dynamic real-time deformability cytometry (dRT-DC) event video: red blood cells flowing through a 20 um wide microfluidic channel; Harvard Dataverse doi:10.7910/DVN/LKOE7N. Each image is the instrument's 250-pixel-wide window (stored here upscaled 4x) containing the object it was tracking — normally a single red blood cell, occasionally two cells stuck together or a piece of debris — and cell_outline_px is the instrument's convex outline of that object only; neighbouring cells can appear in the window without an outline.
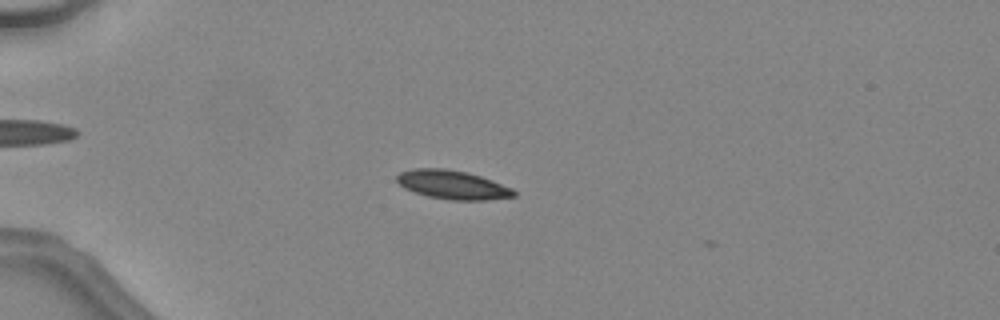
{"species": "common noctule bat (a hibernating species)", "species_latin": "Nyctalus noctula", "temperature_condition": "warm", "stored_images_in_passage": 34, "camera_frame_rate_fps": 3000, "um_per_image_px": 0.085, "animal": {"sex": "female", "body_mass_g": 24.6, "forearm_length_mm": 56.2}, "frame": {"image": 1, "passage_image": 1, "time_ms": 0.0, "image_size_px": [1000, 320], "cell_outline_px": [[516, 196], [484, 200], [452, 200], [428, 196], [404, 188], [396, 180], [396, 176], [400, 172], [412, 168], [444, 168], [468, 172], [480, 176], [512, 188], [516, 192]], "centroid_in_image_um": [38.45, 15.69], "position_along_channel_um": 46.6, "area_um2": 19.54}}
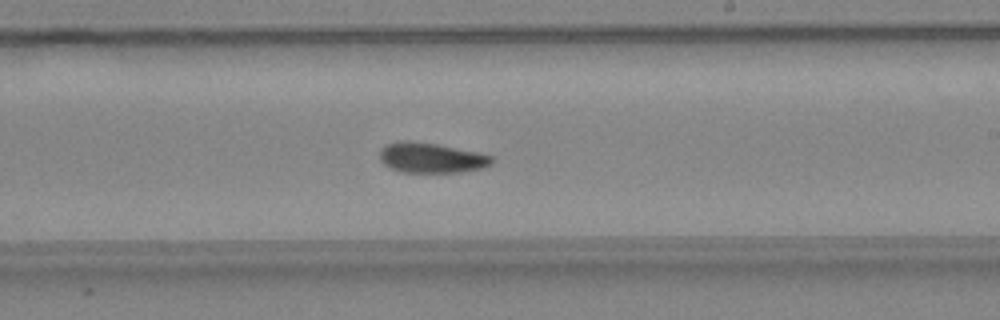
{"frame": {"image": 2, "passage_image": 17, "time_ms": 5.333, "image_size_px": [1000, 320], "cell_outline_px": [[492, 164], [484, 168], [460, 172], [400, 172], [384, 164], [380, 160], [380, 148], [384, 144], [400, 140], [408, 140], [436, 144], [476, 152], [492, 156]], "centroid_in_image_um": [36.62, 13.41], "position_along_channel_um": 252.4, "area_um2": 19.71}}
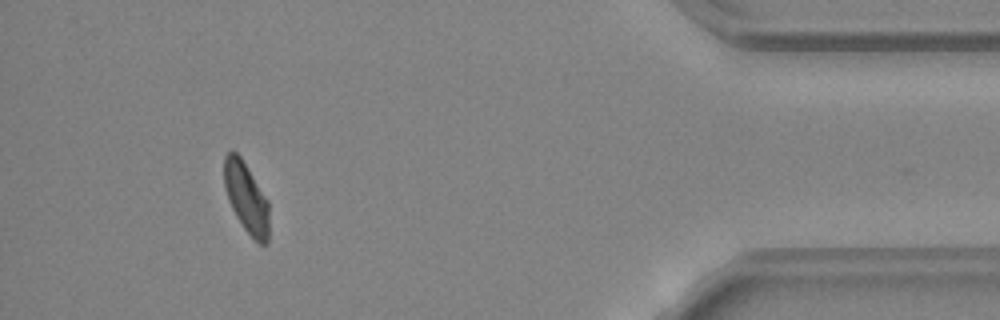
{"frame": {"image": 3, "passage_image": 31, "time_ms": 10.0, "image_size_px": [1000, 320], "cell_outline_px": [[268, 244], [260, 244], [244, 228], [236, 216], [228, 200], [224, 184], [224, 156], [228, 152], [236, 152], [240, 156], [268, 200]], "centroid_in_image_um": [20.93, 16.8], "position_along_channel_um": 414.3, "area_um2": 18.09}, "authors_computed_cell_mechanics": {"area_um2": 19.4208, "velocity_mm_per_s": 4.5272, "shape_relaxation_time_tau1_ms": 6.1343, "shape_relaxation_time_tau2_ms": 6.1285, "deformation_change_tau1": 0.1713, "deformation_change_tau2": 0.1167}}